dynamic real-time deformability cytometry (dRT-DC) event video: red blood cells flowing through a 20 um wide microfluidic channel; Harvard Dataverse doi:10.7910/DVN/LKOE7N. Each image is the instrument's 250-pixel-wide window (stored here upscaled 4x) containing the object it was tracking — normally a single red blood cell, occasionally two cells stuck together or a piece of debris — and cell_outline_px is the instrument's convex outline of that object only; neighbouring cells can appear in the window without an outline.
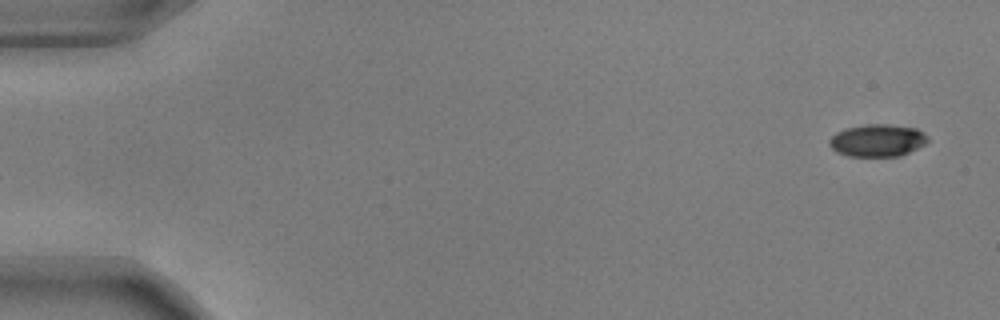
{"species": "common noctule bat (a hibernating species)", "species_latin": "Nyctalus noctula", "temperature_condition": "warm", "stored_images_in_passage": 53, "camera_frame_rate_fps": 3000, "um_per_image_px": 0.085, "animal": {"sex": "male", "body_mass_g": 17.9, "forearm_length_mm": 54.2}, "frame": {"image": 1, "passage_image": 1, "time_ms": 0.0, "image_size_px": [1000, 320], "cell_outline_px": [[928, 140], [924, 144], [900, 156], [848, 156], [836, 152], [828, 144], [828, 140], [836, 132], [844, 128], [864, 124], [888, 124], [916, 128], [928, 136]], "centroid_in_image_um": [74.54, 11.92], "position_along_channel_um": 10.5, "area_um2": 18.61}}
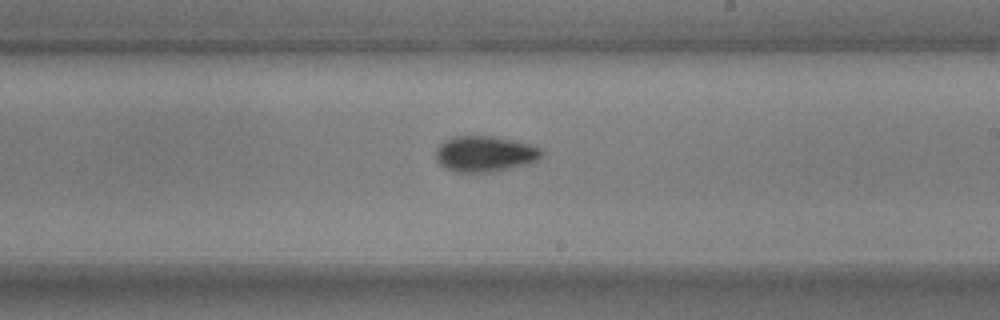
{"frame": {"image": 2, "passage_image": 31, "time_ms": 10.0, "image_size_px": [1000, 320], "cell_outline_px": [[544, 152], [536, 160], [528, 164], [492, 172], [456, 172], [440, 164], [436, 160], [436, 148], [444, 140], [452, 136], [492, 136], [532, 144], [544, 148]], "centroid_in_image_um": [41.23, 13.07], "position_along_channel_um": 247.8, "area_um2": 22.2}}
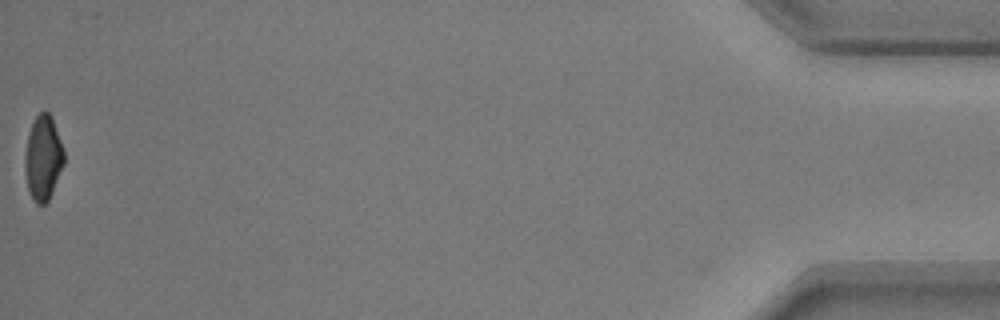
{"frame": {"image": 3, "passage_image": 53, "time_ms": 17.333, "image_size_px": [1000, 320], "cell_outline_px": [[64, 164], [52, 192], [48, 200], [44, 204], [36, 204], [28, 192], [24, 172], [24, 156], [28, 132], [36, 116], [40, 112], [48, 112], [52, 116], [64, 148]], "centroid_in_image_um": [3.65, 13.42], "position_along_channel_um": 431.5, "area_um2": 19.59}, "authors_computed_cell_mechanics": {"area_um2": 20.7502, "velocity_mm_per_s": 3.7586, "shape_relaxation_time_tau1_ms": 3.9223, "shape_relaxation_time_tau2_ms": 3.3271, "deformation_change_tau1": 0.1442, "deformation_change_tau2": 0.0692}}